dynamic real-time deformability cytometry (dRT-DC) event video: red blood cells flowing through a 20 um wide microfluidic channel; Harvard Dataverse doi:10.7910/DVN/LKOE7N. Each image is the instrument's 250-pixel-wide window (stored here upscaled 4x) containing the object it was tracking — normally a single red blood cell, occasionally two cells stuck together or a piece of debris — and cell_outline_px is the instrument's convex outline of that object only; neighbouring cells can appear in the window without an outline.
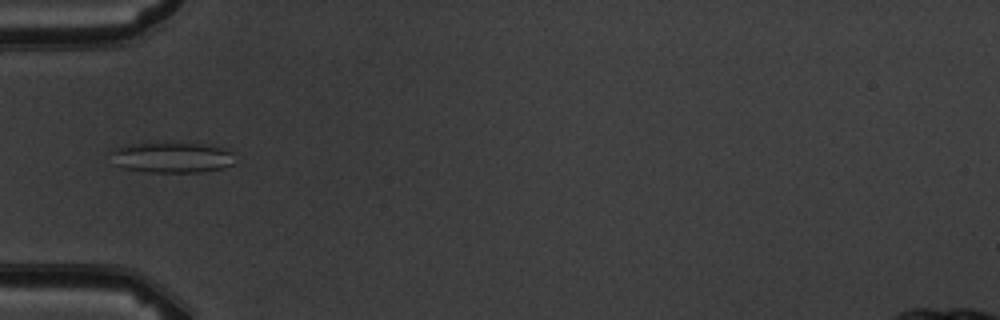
{"species": "common noctule bat (a hibernating species)", "species_latin": "Nyctalus noctula", "temperature_condition": "warm", "stored_images_in_passage": 2, "camera_frame_rate_fps": 3000, "um_per_image_px": 0.085, "animal": {"sex": "male", "body_mass_g": 19.5, "forearm_length_mm": 54.6}, "frame": {"image": 1, "passage_image": 2, "time_ms": 1.0, "image_size_px": [1000, 320], "cell_outline_px": [[232, 164], [224, 168], [200, 172], [144, 172], [124, 168], [112, 164], [108, 152], [124, 144], [144, 140], [164, 140], [212, 144], [232, 152]], "centroid_in_image_um": [14.48, 13.31], "position_along_channel_um": 70.5, "area_um2": 23.7}}